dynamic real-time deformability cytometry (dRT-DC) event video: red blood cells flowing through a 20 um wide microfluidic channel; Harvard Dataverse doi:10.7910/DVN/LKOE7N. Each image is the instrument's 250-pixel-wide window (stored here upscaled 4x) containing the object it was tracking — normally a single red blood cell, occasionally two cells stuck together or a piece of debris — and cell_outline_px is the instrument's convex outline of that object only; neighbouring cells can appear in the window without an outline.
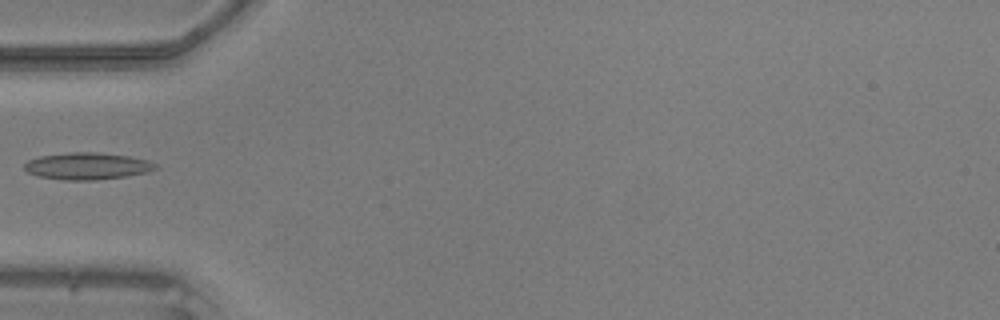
{"species": "common noctule bat (a hibernating species)", "species_latin": "Nyctalus noctula", "temperature_condition": "warm", "stored_images_in_passage": 33, "camera_frame_rate_fps": 3000, "um_per_image_px": 0.085, "animal": {"sex": "male", "body_mass_g": 20.5, "forearm_length_mm": 52.5}, "frame": {"image": 1, "passage_image": 1, "time_ms": 0.0, "image_size_px": [1000, 320], "cell_outline_px": [[160, 168], [148, 172], [124, 176], [96, 180], [64, 180], [36, 176], [28, 172], [24, 168], [24, 164], [28, 160], [40, 156], [68, 152], [92, 152], [128, 156], [148, 160], [156, 164]], "centroid_in_image_um": [7.41, 14.12], "position_along_channel_um": 77.6, "area_um2": 20.58}}
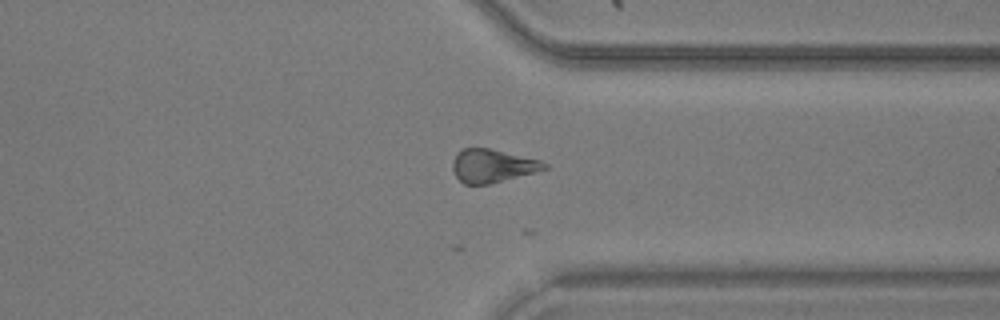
{"frame": {"image": 2, "passage_image": 22, "time_ms": 7.0, "image_size_px": [1000, 320], "cell_outline_px": [[548, 168], [536, 172], [488, 184], [464, 184], [456, 176], [452, 168], [452, 160], [464, 148], [488, 148], [540, 160], [548, 164]], "centroid_in_image_um": [41.86, 14.1], "position_along_channel_um": 369.5, "area_um2": 17.51}}
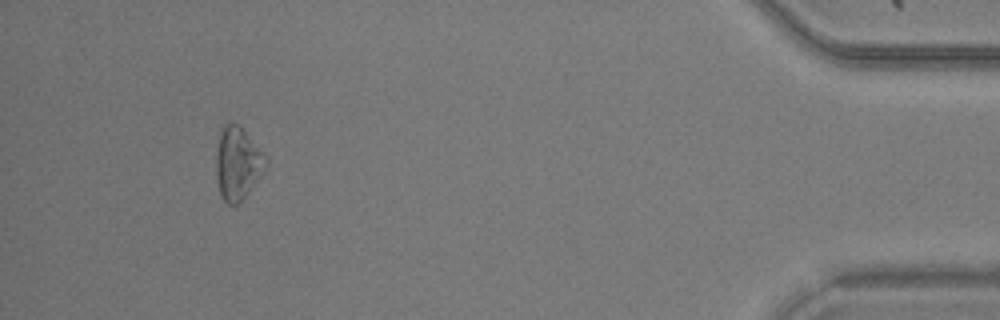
{"frame": {"image": 3, "passage_image": 30, "time_ms": 9.667, "image_size_px": [1000, 320], "cell_outline_px": [[268, 164], [244, 200], [236, 204], [228, 204], [220, 196], [216, 176], [216, 152], [220, 128], [224, 124], [236, 124], [244, 132], [268, 160]], "centroid_in_image_um": [20.17, 13.94], "position_along_channel_um": 415.0, "area_um2": 20.81}}